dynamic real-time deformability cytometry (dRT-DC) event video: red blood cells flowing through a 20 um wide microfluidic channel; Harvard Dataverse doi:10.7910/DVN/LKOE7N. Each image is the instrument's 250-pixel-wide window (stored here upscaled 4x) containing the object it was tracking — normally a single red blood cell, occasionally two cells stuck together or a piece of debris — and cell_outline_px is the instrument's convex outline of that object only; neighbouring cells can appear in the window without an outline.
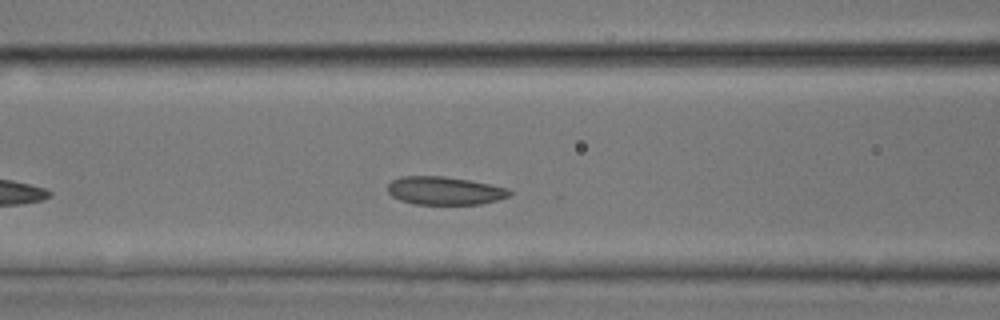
{"species": "common noctule bat (a hibernating species)", "species_latin": "Nyctalus noctula", "temperature_condition": "room temperature", "stored_images_in_passage": 20, "camera_frame_rate_fps": 3000, "um_per_image_px": 0.085, "animal": {"sex": "male", "body_mass_g": 17.9, "forearm_length_mm": 54.2}, "frame": {"image": 1, "passage_image": 9, "time_ms": 2.667, "image_size_px": [1000, 320], "cell_outline_px": [[512, 192], [508, 196], [496, 200], [480, 204], [416, 204], [400, 200], [392, 196], [388, 192], [388, 184], [392, 180], [404, 176], [444, 176], [468, 180], [508, 188]], "centroid_in_image_um": [37.77, 16.21], "position_along_channel_um": 128.8, "area_um2": 19.77}}
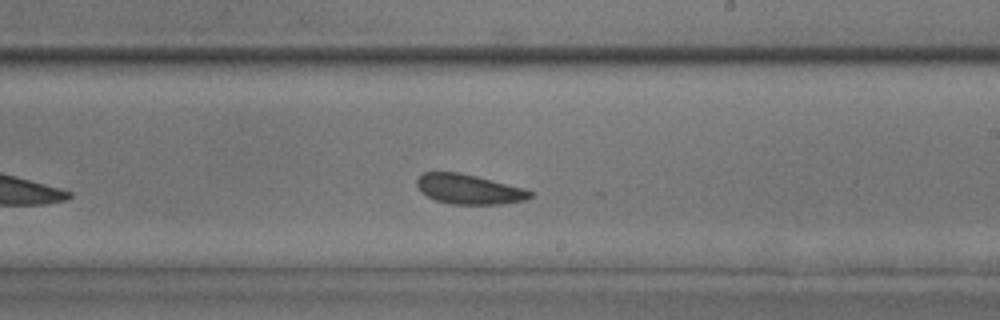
{"frame": {"image": 2, "passage_image": 17, "time_ms": 5.333, "image_size_px": [1000, 320], "cell_outline_px": [[532, 196], [524, 200], [500, 204], [452, 204], [436, 200], [420, 192], [416, 184], [416, 180], [424, 172], [460, 172], [524, 188], [532, 192]], "centroid_in_image_um": [39.83, 16.08], "position_along_channel_um": 249.2, "area_um2": 19.54}}